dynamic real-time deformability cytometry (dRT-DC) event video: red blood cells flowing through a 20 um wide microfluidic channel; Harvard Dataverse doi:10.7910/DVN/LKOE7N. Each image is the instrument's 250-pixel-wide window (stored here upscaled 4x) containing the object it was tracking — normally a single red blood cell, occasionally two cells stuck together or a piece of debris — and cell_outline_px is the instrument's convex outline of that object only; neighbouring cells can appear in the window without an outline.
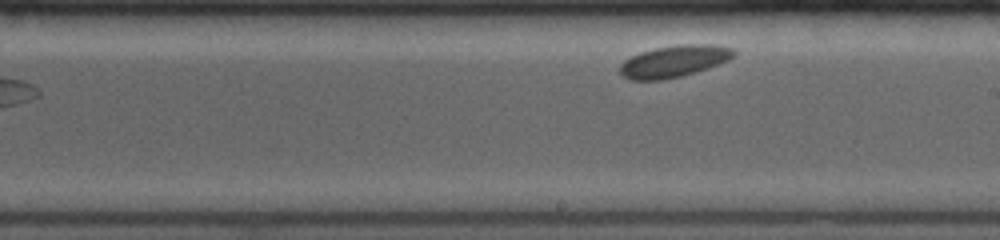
{"species": "common noctule bat (a hibernating species)", "species_latin": "Nyctalus noctula", "temperature_condition": "room temperature", "stored_images_in_passage": 8, "camera_frame_rate_fps": 4000, "um_per_image_px": 0.085, "animal": {"sex": "female", "body_mass_g": 19.0, "forearm_length_mm": 53.3}, "frame": {"image": 1, "passage_image": 8, "time_ms": 6.5, "image_size_px": [1000, 240], "cell_outline_px": [[736, 52], [728, 60], [696, 72], [664, 80], [628, 80], [620, 76], [620, 64], [624, 60], [640, 52], [656, 48], [680, 44], [712, 44], [732, 48]], "centroid_in_image_um": [57.24, 5.21], "position_along_channel_um": 231.8, "area_um2": 21.1}}